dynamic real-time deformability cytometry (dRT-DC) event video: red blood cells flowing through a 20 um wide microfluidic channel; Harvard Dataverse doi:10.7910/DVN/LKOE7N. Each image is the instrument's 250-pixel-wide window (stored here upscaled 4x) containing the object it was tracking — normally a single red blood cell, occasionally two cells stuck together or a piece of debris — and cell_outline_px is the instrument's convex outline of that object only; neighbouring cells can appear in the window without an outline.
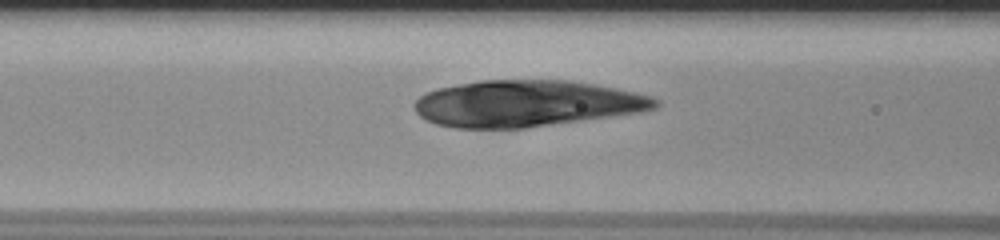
{"species": "human", "species_latin": "Homo sapiens", "temperature_condition": "room temperature", "stored_images_in_passage": 41, "camera_frame_rate_fps": 3000, "um_per_image_px": 0.085, "donor": {"sex": "male"}, "frame": {"image": 1, "passage_image": 10, "time_ms": 3.0, "image_size_px": [1000, 240], "cell_outline_px": [[660, 104], [656, 108], [640, 112], [524, 128], [456, 128], [436, 124], [420, 116], [416, 112], [412, 104], [420, 96], [436, 88], [480, 80], [568, 80], [596, 84], [636, 92], [652, 96], [660, 100]], "centroid_in_image_um": [44.75, 8.79], "position_along_channel_um": 121.8, "area_um2": 65.2}}
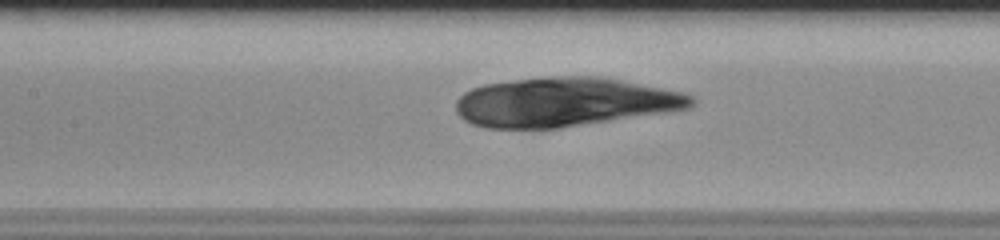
{"frame": {"image": 2, "passage_image": 13, "time_ms": 4.0, "image_size_px": [1000, 240], "cell_outline_px": [[696, 100], [688, 108], [664, 112], [560, 128], [484, 128], [472, 124], [464, 120], [456, 112], [456, 100], [464, 92], [472, 88], [484, 84], [516, 80], [556, 76], [592, 76], [620, 80], [684, 92], [692, 96]], "centroid_in_image_um": [47.94, 8.68], "position_along_channel_um": 159.5, "area_um2": 66.93}}